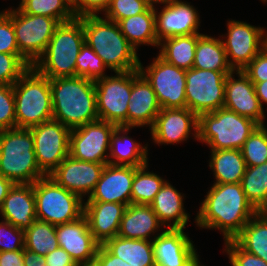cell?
<instances>
[{"mask_svg":"<svg viewBox=\"0 0 267 266\" xmlns=\"http://www.w3.org/2000/svg\"><path fill=\"white\" fill-rule=\"evenodd\" d=\"M209 167L214 172V184L241 183L246 164L239 149L210 150Z\"/></svg>","mask_w":267,"mask_h":266,"instance_id":"31","label":"cell"},{"mask_svg":"<svg viewBox=\"0 0 267 266\" xmlns=\"http://www.w3.org/2000/svg\"><path fill=\"white\" fill-rule=\"evenodd\" d=\"M110 0H71L72 10L76 18L86 15H98L104 12Z\"/></svg>","mask_w":267,"mask_h":266,"instance_id":"48","label":"cell"},{"mask_svg":"<svg viewBox=\"0 0 267 266\" xmlns=\"http://www.w3.org/2000/svg\"><path fill=\"white\" fill-rule=\"evenodd\" d=\"M53 119L70 130L99 119L94 80L84 77L50 79Z\"/></svg>","mask_w":267,"mask_h":266,"instance_id":"2","label":"cell"},{"mask_svg":"<svg viewBox=\"0 0 267 266\" xmlns=\"http://www.w3.org/2000/svg\"><path fill=\"white\" fill-rule=\"evenodd\" d=\"M14 183L0 175V209L3 204L4 198L7 196L9 190L13 187Z\"/></svg>","mask_w":267,"mask_h":266,"instance_id":"54","label":"cell"},{"mask_svg":"<svg viewBox=\"0 0 267 266\" xmlns=\"http://www.w3.org/2000/svg\"><path fill=\"white\" fill-rule=\"evenodd\" d=\"M31 66L21 54L0 53V85H14Z\"/></svg>","mask_w":267,"mask_h":266,"instance_id":"41","label":"cell"},{"mask_svg":"<svg viewBox=\"0 0 267 266\" xmlns=\"http://www.w3.org/2000/svg\"><path fill=\"white\" fill-rule=\"evenodd\" d=\"M259 126L254 120L220 108L198 116V141L211 150L239 149Z\"/></svg>","mask_w":267,"mask_h":266,"instance_id":"7","label":"cell"},{"mask_svg":"<svg viewBox=\"0 0 267 266\" xmlns=\"http://www.w3.org/2000/svg\"><path fill=\"white\" fill-rule=\"evenodd\" d=\"M127 205L114 202L86 201L84 213L90 232L101 245L118 235Z\"/></svg>","mask_w":267,"mask_h":266,"instance_id":"24","label":"cell"},{"mask_svg":"<svg viewBox=\"0 0 267 266\" xmlns=\"http://www.w3.org/2000/svg\"><path fill=\"white\" fill-rule=\"evenodd\" d=\"M0 53L20 54L12 23V8L0 12Z\"/></svg>","mask_w":267,"mask_h":266,"instance_id":"44","label":"cell"},{"mask_svg":"<svg viewBox=\"0 0 267 266\" xmlns=\"http://www.w3.org/2000/svg\"><path fill=\"white\" fill-rule=\"evenodd\" d=\"M121 33L138 50L140 45L159 46L155 25V6L150 5L143 13L118 22Z\"/></svg>","mask_w":267,"mask_h":266,"instance_id":"29","label":"cell"},{"mask_svg":"<svg viewBox=\"0 0 267 266\" xmlns=\"http://www.w3.org/2000/svg\"><path fill=\"white\" fill-rule=\"evenodd\" d=\"M201 33L168 37L159 42V56L178 68H193L197 41Z\"/></svg>","mask_w":267,"mask_h":266,"instance_id":"32","label":"cell"},{"mask_svg":"<svg viewBox=\"0 0 267 266\" xmlns=\"http://www.w3.org/2000/svg\"><path fill=\"white\" fill-rule=\"evenodd\" d=\"M59 247L63 248L78 266H93L99 243L90 232L83 215L78 220L56 226Z\"/></svg>","mask_w":267,"mask_h":266,"instance_id":"18","label":"cell"},{"mask_svg":"<svg viewBox=\"0 0 267 266\" xmlns=\"http://www.w3.org/2000/svg\"><path fill=\"white\" fill-rule=\"evenodd\" d=\"M150 5L147 0H110L104 16L118 23L124 18L143 13Z\"/></svg>","mask_w":267,"mask_h":266,"instance_id":"42","label":"cell"},{"mask_svg":"<svg viewBox=\"0 0 267 266\" xmlns=\"http://www.w3.org/2000/svg\"><path fill=\"white\" fill-rule=\"evenodd\" d=\"M183 199V194L165 181L150 204L160 223L167 229L186 228L190 216L185 212Z\"/></svg>","mask_w":267,"mask_h":266,"instance_id":"27","label":"cell"},{"mask_svg":"<svg viewBox=\"0 0 267 266\" xmlns=\"http://www.w3.org/2000/svg\"><path fill=\"white\" fill-rule=\"evenodd\" d=\"M106 164L81 161L68 155L48 176L83 199L94 190Z\"/></svg>","mask_w":267,"mask_h":266,"instance_id":"17","label":"cell"},{"mask_svg":"<svg viewBox=\"0 0 267 266\" xmlns=\"http://www.w3.org/2000/svg\"><path fill=\"white\" fill-rule=\"evenodd\" d=\"M78 19L83 24L85 42L109 70L116 73L139 69L137 50L121 33L118 23L99 15H86Z\"/></svg>","mask_w":267,"mask_h":266,"instance_id":"3","label":"cell"},{"mask_svg":"<svg viewBox=\"0 0 267 266\" xmlns=\"http://www.w3.org/2000/svg\"><path fill=\"white\" fill-rule=\"evenodd\" d=\"M227 30L222 41L227 62L233 71L243 70L266 46L267 32L260 26L236 20L228 21Z\"/></svg>","mask_w":267,"mask_h":266,"instance_id":"13","label":"cell"},{"mask_svg":"<svg viewBox=\"0 0 267 266\" xmlns=\"http://www.w3.org/2000/svg\"><path fill=\"white\" fill-rule=\"evenodd\" d=\"M33 190L38 220L57 226L83 216L85 199L58 185L51 177L38 179L33 183Z\"/></svg>","mask_w":267,"mask_h":266,"instance_id":"8","label":"cell"},{"mask_svg":"<svg viewBox=\"0 0 267 266\" xmlns=\"http://www.w3.org/2000/svg\"><path fill=\"white\" fill-rule=\"evenodd\" d=\"M127 113V127L153 126L161 111L156 93L150 83L139 72L133 70V83Z\"/></svg>","mask_w":267,"mask_h":266,"instance_id":"23","label":"cell"},{"mask_svg":"<svg viewBox=\"0 0 267 266\" xmlns=\"http://www.w3.org/2000/svg\"><path fill=\"white\" fill-rule=\"evenodd\" d=\"M0 175L14 184H33L47 176L38 166L30 129L0 131Z\"/></svg>","mask_w":267,"mask_h":266,"instance_id":"4","label":"cell"},{"mask_svg":"<svg viewBox=\"0 0 267 266\" xmlns=\"http://www.w3.org/2000/svg\"><path fill=\"white\" fill-rule=\"evenodd\" d=\"M44 260L49 266H78L68 252L61 247L44 256Z\"/></svg>","mask_w":267,"mask_h":266,"instance_id":"50","label":"cell"},{"mask_svg":"<svg viewBox=\"0 0 267 266\" xmlns=\"http://www.w3.org/2000/svg\"><path fill=\"white\" fill-rule=\"evenodd\" d=\"M241 185L247 200L258 211H267V162L246 167Z\"/></svg>","mask_w":267,"mask_h":266,"instance_id":"35","label":"cell"},{"mask_svg":"<svg viewBox=\"0 0 267 266\" xmlns=\"http://www.w3.org/2000/svg\"><path fill=\"white\" fill-rule=\"evenodd\" d=\"M162 227L164 226L158 220L151 205L129 204L121 219L118 236L152 241L153 238L150 239V237L161 234L159 228ZM159 231L160 233L154 234Z\"/></svg>","mask_w":267,"mask_h":266,"instance_id":"26","label":"cell"},{"mask_svg":"<svg viewBox=\"0 0 267 266\" xmlns=\"http://www.w3.org/2000/svg\"><path fill=\"white\" fill-rule=\"evenodd\" d=\"M16 128L29 129L53 119L50 79L29 67L13 85Z\"/></svg>","mask_w":267,"mask_h":266,"instance_id":"6","label":"cell"},{"mask_svg":"<svg viewBox=\"0 0 267 266\" xmlns=\"http://www.w3.org/2000/svg\"><path fill=\"white\" fill-rule=\"evenodd\" d=\"M224 251L232 266H267L263 259L242 249L234 240H227Z\"/></svg>","mask_w":267,"mask_h":266,"instance_id":"46","label":"cell"},{"mask_svg":"<svg viewBox=\"0 0 267 266\" xmlns=\"http://www.w3.org/2000/svg\"><path fill=\"white\" fill-rule=\"evenodd\" d=\"M0 215L19 229L29 228L37 219L33 184H14L4 198Z\"/></svg>","mask_w":267,"mask_h":266,"instance_id":"25","label":"cell"},{"mask_svg":"<svg viewBox=\"0 0 267 266\" xmlns=\"http://www.w3.org/2000/svg\"><path fill=\"white\" fill-rule=\"evenodd\" d=\"M200 205L196 225L218 229L224 241L233 240L258 212L247 200L241 183L213 184Z\"/></svg>","mask_w":267,"mask_h":266,"instance_id":"1","label":"cell"},{"mask_svg":"<svg viewBox=\"0 0 267 266\" xmlns=\"http://www.w3.org/2000/svg\"><path fill=\"white\" fill-rule=\"evenodd\" d=\"M148 165L147 163L144 166L135 167L131 204L150 205L166 181L156 173L147 171Z\"/></svg>","mask_w":267,"mask_h":266,"instance_id":"37","label":"cell"},{"mask_svg":"<svg viewBox=\"0 0 267 266\" xmlns=\"http://www.w3.org/2000/svg\"><path fill=\"white\" fill-rule=\"evenodd\" d=\"M243 72L253 84L267 80V46L243 69Z\"/></svg>","mask_w":267,"mask_h":266,"instance_id":"47","label":"cell"},{"mask_svg":"<svg viewBox=\"0 0 267 266\" xmlns=\"http://www.w3.org/2000/svg\"><path fill=\"white\" fill-rule=\"evenodd\" d=\"M246 167L267 162V128L259 125L244 142L241 148Z\"/></svg>","mask_w":267,"mask_h":266,"instance_id":"39","label":"cell"},{"mask_svg":"<svg viewBox=\"0 0 267 266\" xmlns=\"http://www.w3.org/2000/svg\"><path fill=\"white\" fill-rule=\"evenodd\" d=\"M222 40L201 34L197 41L193 68L213 71H233L226 58Z\"/></svg>","mask_w":267,"mask_h":266,"instance_id":"34","label":"cell"},{"mask_svg":"<svg viewBox=\"0 0 267 266\" xmlns=\"http://www.w3.org/2000/svg\"><path fill=\"white\" fill-rule=\"evenodd\" d=\"M84 43L83 24L78 18L61 23L33 67L49 79L75 77L76 58Z\"/></svg>","mask_w":267,"mask_h":266,"instance_id":"5","label":"cell"},{"mask_svg":"<svg viewBox=\"0 0 267 266\" xmlns=\"http://www.w3.org/2000/svg\"><path fill=\"white\" fill-rule=\"evenodd\" d=\"M232 71L186 70V105L197 116L224 107L226 77Z\"/></svg>","mask_w":267,"mask_h":266,"instance_id":"9","label":"cell"},{"mask_svg":"<svg viewBox=\"0 0 267 266\" xmlns=\"http://www.w3.org/2000/svg\"><path fill=\"white\" fill-rule=\"evenodd\" d=\"M256 95L259 99L260 105L264 110V103L267 104V80L263 82H258L254 84Z\"/></svg>","mask_w":267,"mask_h":266,"instance_id":"53","label":"cell"},{"mask_svg":"<svg viewBox=\"0 0 267 266\" xmlns=\"http://www.w3.org/2000/svg\"><path fill=\"white\" fill-rule=\"evenodd\" d=\"M135 167L107 163L101 177L86 201L131 204Z\"/></svg>","mask_w":267,"mask_h":266,"instance_id":"22","label":"cell"},{"mask_svg":"<svg viewBox=\"0 0 267 266\" xmlns=\"http://www.w3.org/2000/svg\"><path fill=\"white\" fill-rule=\"evenodd\" d=\"M139 72L152 86L161 108H186V70L167 63L159 55Z\"/></svg>","mask_w":267,"mask_h":266,"instance_id":"12","label":"cell"},{"mask_svg":"<svg viewBox=\"0 0 267 266\" xmlns=\"http://www.w3.org/2000/svg\"><path fill=\"white\" fill-rule=\"evenodd\" d=\"M39 168L48 176L69 155L70 129L51 119L29 128Z\"/></svg>","mask_w":267,"mask_h":266,"instance_id":"15","label":"cell"},{"mask_svg":"<svg viewBox=\"0 0 267 266\" xmlns=\"http://www.w3.org/2000/svg\"><path fill=\"white\" fill-rule=\"evenodd\" d=\"M16 128L13 85H0V131Z\"/></svg>","mask_w":267,"mask_h":266,"instance_id":"43","label":"cell"},{"mask_svg":"<svg viewBox=\"0 0 267 266\" xmlns=\"http://www.w3.org/2000/svg\"><path fill=\"white\" fill-rule=\"evenodd\" d=\"M233 240L267 262V211L257 212Z\"/></svg>","mask_w":267,"mask_h":266,"instance_id":"33","label":"cell"},{"mask_svg":"<svg viewBox=\"0 0 267 266\" xmlns=\"http://www.w3.org/2000/svg\"><path fill=\"white\" fill-rule=\"evenodd\" d=\"M95 82L97 113L100 120L127 127V113L133 83V70L116 72Z\"/></svg>","mask_w":267,"mask_h":266,"instance_id":"11","label":"cell"},{"mask_svg":"<svg viewBox=\"0 0 267 266\" xmlns=\"http://www.w3.org/2000/svg\"><path fill=\"white\" fill-rule=\"evenodd\" d=\"M234 73L238 79H235ZM224 108L264 125L265 111L260 105L254 84L243 70L232 71L227 75Z\"/></svg>","mask_w":267,"mask_h":266,"instance_id":"20","label":"cell"},{"mask_svg":"<svg viewBox=\"0 0 267 266\" xmlns=\"http://www.w3.org/2000/svg\"><path fill=\"white\" fill-rule=\"evenodd\" d=\"M23 250L0 252V266H24Z\"/></svg>","mask_w":267,"mask_h":266,"instance_id":"51","label":"cell"},{"mask_svg":"<svg viewBox=\"0 0 267 266\" xmlns=\"http://www.w3.org/2000/svg\"><path fill=\"white\" fill-rule=\"evenodd\" d=\"M26 0H21L19 7L25 2Z\"/></svg>","mask_w":267,"mask_h":266,"instance_id":"57","label":"cell"},{"mask_svg":"<svg viewBox=\"0 0 267 266\" xmlns=\"http://www.w3.org/2000/svg\"><path fill=\"white\" fill-rule=\"evenodd\" d=\"M23 13L57 19L60 23L74 20L71 0H26L20 7Z\"/></svg>","mask_w":267,"mask_h":266,"instance_id":"38","label":"cell"},{"mask_svg":"<svg viewBox=\"0 0 267 266\" xmlns=\"http://www.w3.org/2000/svg\"><path fill=\"white\" fill-rule=\"evenodd\" d=\"M190 266H204V265L200 264L199 257H198Z\"/></svg>","mask_w":267,"mask_h":266,"instance_id":"56","label":"cell"},{"mask_svg":"<svg viewBox=\"0 0 267 266\" xmlns=\"http://www.w3.org/2000/svg\"><path fill=\"white\" fill-rule=\"evenodd\" d=\"M165 229L153 236L155 266H190L199 256L193 241L184 229Z\"/></svg>","mask_w":267,"mask_h":266,"instance_id":"21","label":"cell"},{"mask_svg":"<svg viewBox=\"0 0 267 266\" xmlns=\"http://www.w3.org/2000/svg\"><path fill=\"white\" fill-rule=\"evenodd\" d=\"M151 130L155 144H174L187 141L190 133L198 139V116L186 108H161ZM194 130V134L191 132Z\"/></svg>","mask_w":267,"mask_h":266,"instance_id":"16","label":"cell"},{"mask_svg":"<svg viewBox=\"0 0 267 266\" xmlns=\"http://www.w3.org/2000/svg\"><path fill=\"white\" fill-rule=\"evenodd\" d=\"M59 247L56 226L36 219L33 224L24 230V248L46 256Z\"/></svg>","mask_w":267,"mask_h":266,"instance_id":"36","label":"cell"},{"mask_svg":"<svg viewBox=\"0 0 267 266\" xmlns=\"http://www.w3.org/2000/svg\"><path fill=\"white\" fill-rule=\"evenodd\" d=\"M155 25L158 42L168 37L199 33L198 11L188 2L172 0L165 3L161 12L155 9Z\"/></svg>","mask_w":267,"mask_h":266,"instance_id":"19","label":"cell"},{"mask_svg":"<svg viewBox=\"0 0 267 266\" xmlns=\"http://www.w3.org/2000/svg\"><path fill=\"white\" fill-rule=\"evenodd\" d=\"M131 266H155L152 241L115 236L103 244Z\"/></svg>","mask_w":267,"mask_h":266,"instance_id":"30","label":"cell"},{"mask_svg":"<svg viewBox=\"0 0 267 266\" xmlns=\"http://www.w3.org/2000/svg\"><path fill=\"white\" fill-rule=\"evenodd\" d=\"M93 266H131L113 255L103 244L99 245Z\"/></svg>","mask_w":267,"mask_h":266,"instance_id":"49","label":"cell"},{"mask_svg":"<svg viewBox=\"0 0 267 266\" xmlns=\"http://www.w3.org/2000/svg\"><path fill=\"white\" fill-rule=\"evenodd\" d=\"M24 250V230L9 221L0 222V252Z\"/></svg>","mask_w":267,"mask_h":266,"instance_id":"45","label":"cell"},{"mask_svg":"<svg viewBox=\"0 0 267 266\" xmlns=\"http://www.w3.org/2000/svg\"><path fill=\"white\" fill-rule=\"evenodd\" d=\"M116 127L113 123L98 119L71 129L69 155L81 161L108 163L110 137Z\"/></svg>","mask_w":267,"mask_h":266,"instance_id":"14","label":"cell"},{"mask_svg":"<svg viewBox=\"0 0 267 266\" xmlns=\"http://www.w3.org/2000/svg\"><path fill=\"white\" fill-rule=\"evenodd\" d=\"M151 5H154L155 6V4H159V3H161L162 5L163 4H165V3H168V2H170V1H172V0H147Z\"/></svg>","mask_w":267,"mask_h":266,"instance_id":"55","label":"cell"},{"mask_svg":"<svg viewBox=\"0 0 267 266\" xmlns=\"http://www.w3.org/2000/svg\"><path fill=\"white\" fill-rule=\"evenodd\" d=\"M76 76L97 80L106 77L107 66L102 59L85 42L76 58Z\"/></svg>","mask_w":267,"mask_h":266,"instance_id":"40","label":"cell"},{"mask_svg":"<svg viewBox=\"0 0 267 266\" xmlns=\"http://www.w3.org/2000/svg\"><path fill=\"white\" fill-rule=\"evenodd\" d=\"M130 130L131 127L117 126L111 134L109 164L141 167L148 163V145L142 146L127 136Z\"/></svg>","mask_w":267,"mask_h":266,"instance_id":"28","label":"cell"},{"mask_svg":"<svg viewBox=\"0 0 267 266\" xmlns=\"http://www.w3.org/2000/svg\"><path fill=\"white\" fill-rule=\"evenodd\" d=\"M12 23L19 53L33 66L45 52L56 28L57 19L23 13L12 8Z\"/></svg>","mask_w":267,"mask_h":266,"instance_id":"10","label":"cell"},{"mask_svg":"<svg viewBox=\"0 0 267 266\" xmlns=\"http://www.w3.org/2000/svg\"><path fill=\"white\" fill-rule=\"evenodd\" d=\"M24 266H49L45 263L44 256L31 252L24 248L23 250Z\"/></svg>","mask_w":267,"mask_h":266,"instance_id":"52","label":"cell"}]
</instances>
